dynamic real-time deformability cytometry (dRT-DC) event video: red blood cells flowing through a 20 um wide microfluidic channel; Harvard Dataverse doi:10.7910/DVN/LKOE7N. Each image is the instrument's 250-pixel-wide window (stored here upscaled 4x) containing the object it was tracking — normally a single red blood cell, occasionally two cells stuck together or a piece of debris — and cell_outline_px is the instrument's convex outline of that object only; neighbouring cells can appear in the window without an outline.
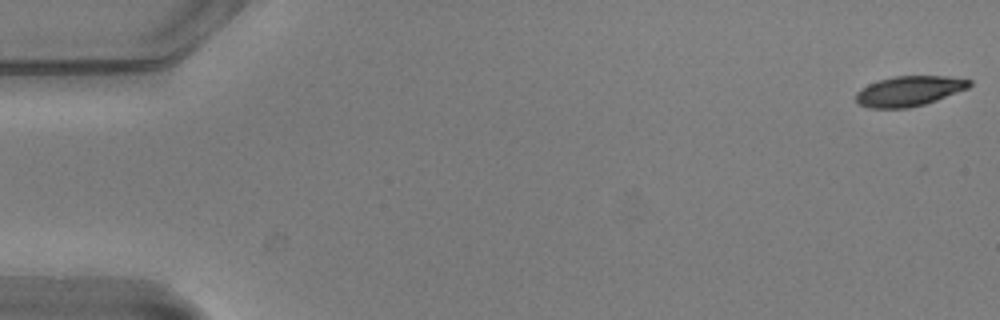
{"species": "common noctule bat (a hibernating species)", "species_latin": "Nyctalus noctula", "temperature_condition": "warm", "stored_images_in_passage": 13, "camera_frame_rate_fps": 3000, "um_per_image_px": 0.085, "animal": {"sex": "male", "body_mass_g": 20.5, "forearm_length_mm": 52.5}, "frame": {"image": 1, "passage_image": 1, "time_ms": 0.0, "image_size_px": [1000, 320], "cell_outline_px": [[972, 84], [968, 88], [936, 100], [924, 104], [908, 108], [868, 108], [860, 104], [856, 100], [856, 92], [860, 88], [868, 84], [880, 80], [896, 76], [948, 76], [972, 80]], "centroid_in_image_um": [77.27, 7.74], "position_along_channel_um": 7.7, "area_um2": 19.83}}